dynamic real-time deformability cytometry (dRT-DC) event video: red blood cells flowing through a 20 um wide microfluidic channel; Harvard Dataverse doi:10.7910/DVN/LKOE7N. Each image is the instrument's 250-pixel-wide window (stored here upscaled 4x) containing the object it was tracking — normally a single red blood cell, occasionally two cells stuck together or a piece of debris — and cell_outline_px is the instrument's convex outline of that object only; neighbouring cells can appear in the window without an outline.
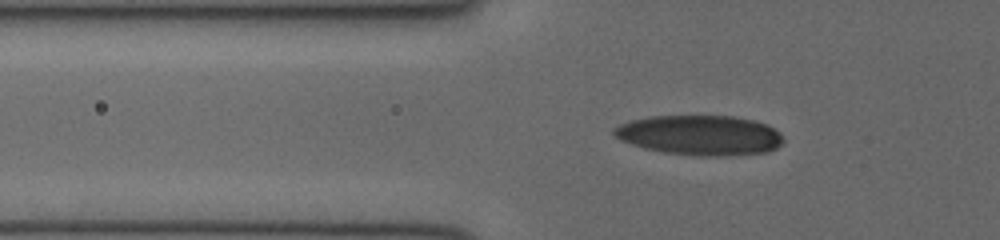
{"species": "human", "species_latin": "Homo sapiens", "temperature_condition": "cold", "stored_images_in_passage": 41, "camera_frame_rate_fps": 3000, "um_per_image_px": 0.085, "donor": {"sex": "female"}, "frame": {"image": 1, "passage_image": 10, "time_ms": 3.0, "image_size_px": [1000, 240], "cell_outline_px": [[784, 140], [776, 148], [768, 152], [728, 156], [696, 156], [664, 152], [644, 148], [620, 140], [612, 132], [612, 128], [628, 120], [652, 116], [732, 116], [756, 120], [768, 124]], "centroid_in_image_um": [59.47, 11.49], "position_along_channel_um": 66.3, "area_um2": 39.54}}
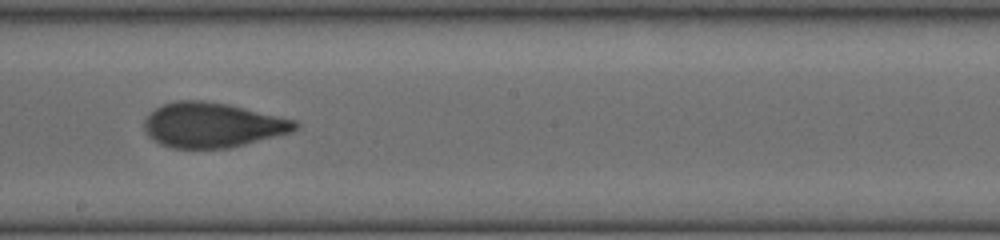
{"frame": {"image": 2, "passage_image": 22, "time_ms": 7.0, "image_size_px": [1000, 240], "cell_outline_px": [[300, 128], [292, 132], [228, 148], [172, 148], [160, 144], [152, 140], [144, 132], [144, 120], [156, 108], [164, 104], [176, 100], [200, 100], [228, 104], [296, 120], [300, 124]], "centroid_in_image_um": [18.05, 10.63], "position_along_channel_um": 230.1, "area_um2": 39.48}}
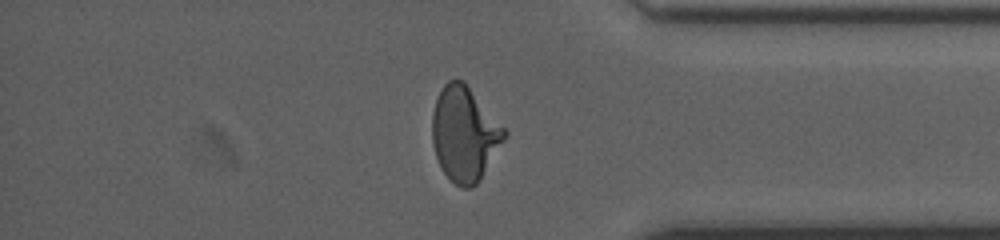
{"frame": {"image": 3, "passage_image": 34, "time_ms": 11.0, "image_size_px": [1000, 240], "cell_outline_px": [[508, 132], [504, 140], [480, 180], [472, 188], [464, 188], [456, 184], [440, 168], [432, 144], [432, 112], [436, 100], [444, 84], [448, 80], [464, 80]], "centroid_in_image_um": [39.47, 11.37], "position_along_channel_um": 395.7, "area_um2": 39.59}}